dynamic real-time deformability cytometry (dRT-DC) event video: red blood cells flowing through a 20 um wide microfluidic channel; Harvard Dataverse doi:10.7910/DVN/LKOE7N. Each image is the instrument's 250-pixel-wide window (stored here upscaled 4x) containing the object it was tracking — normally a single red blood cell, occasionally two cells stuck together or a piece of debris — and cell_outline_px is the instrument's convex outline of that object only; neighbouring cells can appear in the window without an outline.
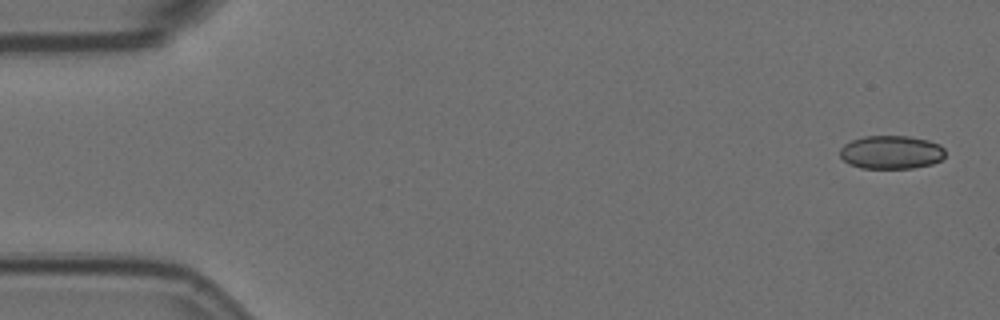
{"species": "Egyptian fruit bat (a non-hibernating species)", "species_latin": "Rousettus aegyptiacus", "temperature_condition": "room temperature", "stored_images_in_passage": 5, "camera_frame_rate_fps": 3000, "um_per_image_px": 0.085, "animal": {"sex": "female"}, "frame": {"image": 1, "passage_image": 1, "time_ms": 0.0, "image_size_px": [1000, 320], "cell_outline_px": [[944, 156], [940, 160], [932, 164], [912, 168], [860, 168], [848, 164], [840, 156], [840, 148], [844, 144], [852, 140], [864, 136], [908, 136], [928, 140], [940, 144], [944, 148]], "centroid_in_image_um": [75.74, 12.94], "position_along_channel_um": 9.3, "area_um2": 20.58}}
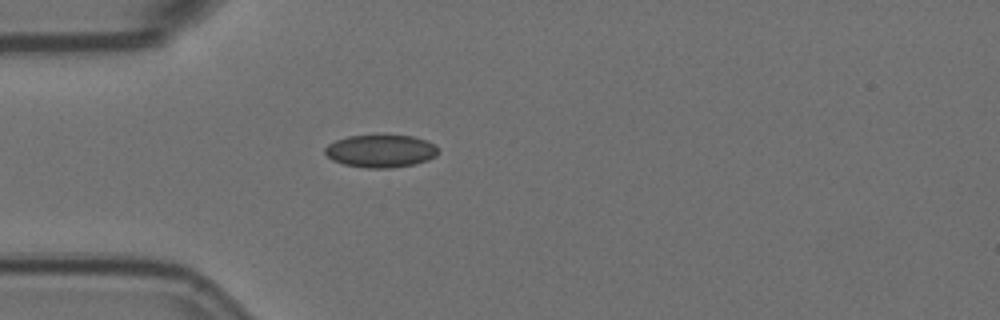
{"frame": {"image": 2, "passage_image": 5, "time_ms": 1.333, "image_size_px": [1000, 320], "cell_outline_px": [[436, 156], [428, 160], [412, 164], [392, 168], [368, 168], [344, 164], [332, 160], [324, 152], [324, 148], [328, 144], [336, 140], [348, 136], [412, 136], [428, 140], [436, 148]], "centroid_in_image_um": [32.33, 12.84], "position_along_channel_um": 52.7, "area_um2": 21.27}}